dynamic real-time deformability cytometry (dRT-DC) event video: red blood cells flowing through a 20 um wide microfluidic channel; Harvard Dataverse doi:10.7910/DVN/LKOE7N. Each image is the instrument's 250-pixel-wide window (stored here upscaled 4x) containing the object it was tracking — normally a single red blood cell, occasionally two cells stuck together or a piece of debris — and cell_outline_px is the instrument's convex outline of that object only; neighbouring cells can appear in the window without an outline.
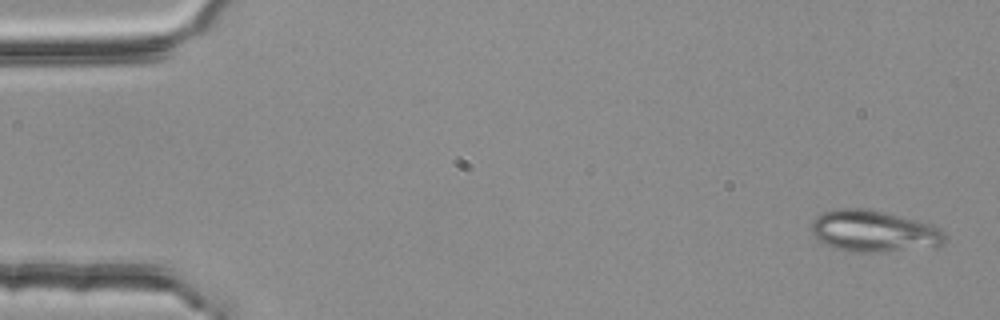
{"species": "common noctule bat (a hibernating species)", "species_latin": "Nyctalus noctula", "temperature_condition": "room temperature", "stored_images_in_passage": 5, "camera_frame_rate_fps": 3000, "um_per_image_px": 0.085, "animal": {"sex": "female", "body_mass_g": 25.1}, "frame": {"image": 1, "passage_image": 1, "time_ms": 0.0, "image_size_px": [1000, 320], "cell_outline_px": [[944, 244], [936, 248], [884, 252], [852, 252], [836, 248], [816, 240], [812, 232], [812, 220], [816, 216], [832, 208], [868, 208], [916, 220], [940, 228], [944, 232]], "centroid_in_image_um": [74.28, 19.66], "position_along_channel_um": 10.7, "area_um2": 32.77}}